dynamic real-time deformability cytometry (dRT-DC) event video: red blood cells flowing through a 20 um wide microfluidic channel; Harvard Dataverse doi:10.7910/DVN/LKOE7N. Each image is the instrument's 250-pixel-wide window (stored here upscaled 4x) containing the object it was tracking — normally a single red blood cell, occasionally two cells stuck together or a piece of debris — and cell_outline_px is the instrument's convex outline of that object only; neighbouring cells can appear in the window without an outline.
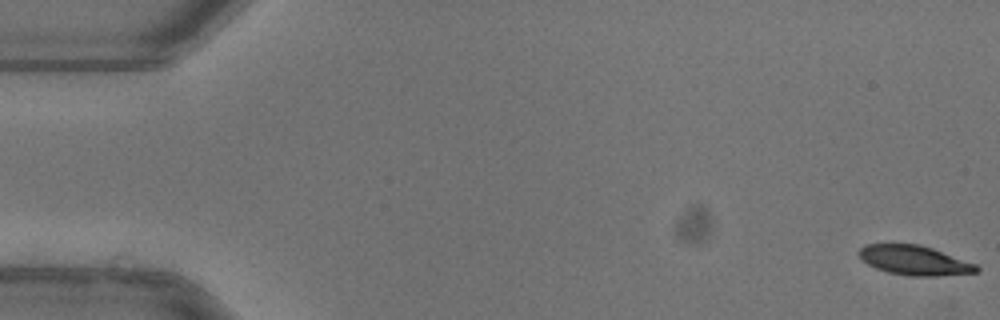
{"species": "common noctule bat (a hibernating species)", "species_latin": "Nyctalus noctula", "temperature_condition": "warm", "stored_images_in_passage": 53, "camera_frame_rate_fps": 3000, "um_per_image_px": 0.085, "animal": {"sex": "female"}, "frame": {"image": 1, "passage_image": 1, "time_ms": 0.0, "image_size_px": [1000, 320], "cell_outline_px": [[980, 272], [936, 276], [908, 276], [888, 272], [876, 268], [868, 264], [856, 252], [864, 244], [920, 244], [932, 248], [976, 264], [980, 268]], "centroid_in_image_um": [77.73, 22.13], "position_along_channel_um": 7.3, "area_um2": 20.23}}
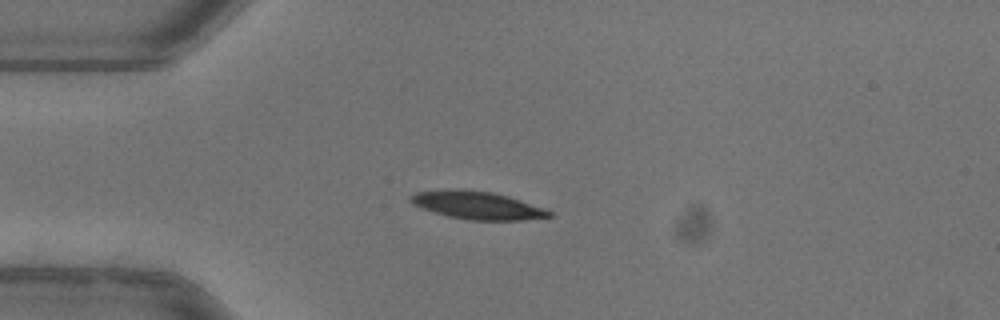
{"frame": {"image": 2, "passage_image": 14, "time_ms": 4.333, "image_size_px": [1000, 320], "cell_outline_px": [[552, 216], [524, 220], [468, 220], [448, 216], [432, 212], [412, 204], [408, 200], [408, 196], [416, 192], [456, 188], [492, 192], [508, 196], [548, 208], [552, 212]], "centroid_in_image_um": [40.57, 17.44], "position_along_channel_um": 44.4, "area_um2": 22.83}}
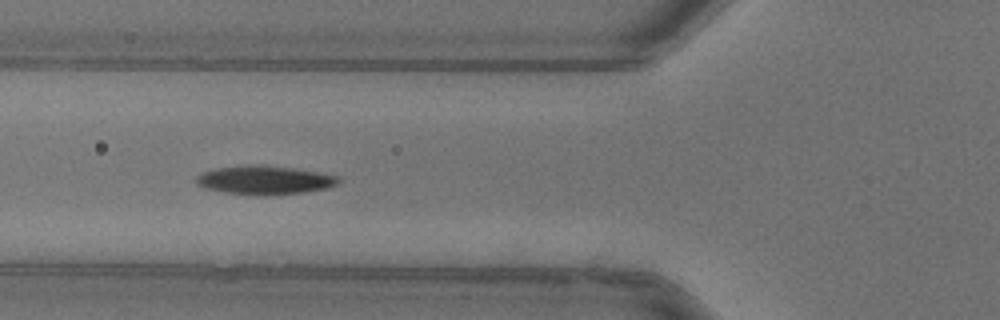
{"frame": {"image": 3, "passage_image": 20, "time_ms": 6.333, "image_size_px": [1000, 320], "cell_outline_px": [[340, 184], [328, 188], [304, 192], [264, 196], [256, 196], [224, 192], [204, 188], [196, 184], [196, 176], [204, 172], [216, 168], [248, 164], [292, 168], [320, 172], [340, 176]], "centroid_in_image_um": [22.52, 15.32], "position_along_channel_um": 103.3, "area_um2": 24.04}, "authors_computed_cell_mechanics": {"area_um2": 22.831, "velocity_mm_per_s": 3.9406, "shape_relaxation_time_tau1_ms": 3.8831, "shape_relaxation_time_tau2_ms": 3.1798, "deformation_change_tau1": 0.1789, "deformation_change_tau2": 0.0794}}